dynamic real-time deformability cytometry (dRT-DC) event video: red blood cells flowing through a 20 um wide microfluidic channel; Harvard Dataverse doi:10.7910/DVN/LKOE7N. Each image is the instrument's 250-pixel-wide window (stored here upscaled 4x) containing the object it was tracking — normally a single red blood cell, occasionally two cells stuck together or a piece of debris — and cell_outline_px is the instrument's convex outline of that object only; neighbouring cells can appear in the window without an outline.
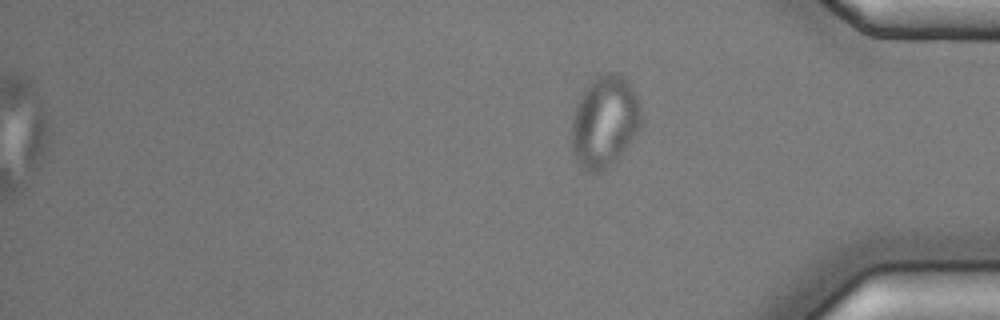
{"species": "common noctule bat (a hibernating species)", "species_latin": "Nyctalus noctula", "temperature_condition": "cold", "stored_images_in_passage": 55, "camera_frame_rate_fps": 3000, "um_per_image_px": 0.085, "animal": {"sex": "male", "body_mass_g": 17.9, "forearm_length_mm": 54.2}, "frame": {"image": 1, "passage_image": 55, "time_ms": 18.0, "image_size_px": [1000, 320], "cell_outline_px": [[644, 120], [640, 128], [616, 160], [612, 164], [600, 172], [588, 172], [576, 160], [572, 152], [572, 120], [576, 104], [584, 84], [596, 76], [608, 72], [616, 72], [628, 80], [640, 104]], "centroid_in_image_um": [51.39, 10.29], "position_along_channel_um": 383.8, "area_um2": 37.63}}